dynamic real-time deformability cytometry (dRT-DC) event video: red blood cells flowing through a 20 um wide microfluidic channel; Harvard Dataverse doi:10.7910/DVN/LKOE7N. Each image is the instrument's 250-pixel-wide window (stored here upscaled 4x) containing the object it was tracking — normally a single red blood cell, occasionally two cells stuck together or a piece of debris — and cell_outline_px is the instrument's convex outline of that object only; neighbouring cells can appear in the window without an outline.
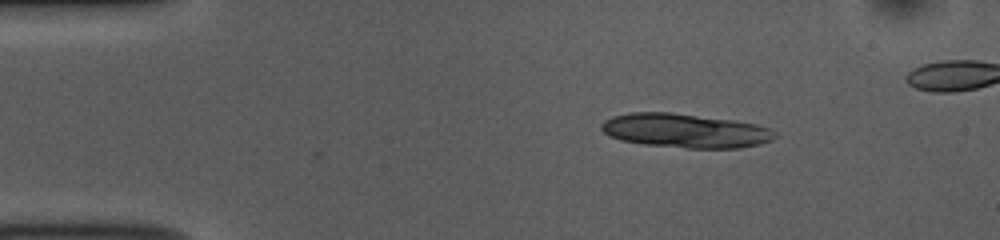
{"species": "common noctule bat (a hibernating species)", "species_latin": "Nyctalus noctula", "temperature_condition": "room temperature", "stored_images_in_passage": 3, "camera_frame_rate_fps": 3000, "um_per_image_px": 0.085, "animal": {"sex": "female", "body_mass_g": 10.0, "forearm_length_mm": 53.1}, "frame": {"image": 1, "passage_image": 1, "time_ms": 0.0, "image_size_px": [1000, 240], "cell_outline_px": [[776, 136], [772, 140], [760, 144], [740, 148], [688, 148], [644, 144], [620, 140], [608, 136], [600, 128], [600, 124], [604, 120], [612, 116], [628, 112], [672, 112], [736, 120], [756, 124], [768, 128], [776, 132]], "centroid_in_image_um": [58.22, 11.1], "position_along_channel_um": 26.8, "area_um2": 34.8}}